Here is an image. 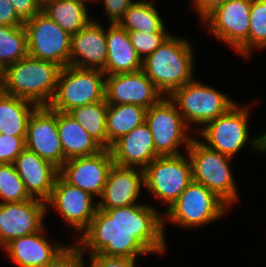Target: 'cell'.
<instances>
[{
  "label": "cell",
  "mask_w": 266,
  "mask_h": 267,
  "mask_svg": "<svg viewBox=\"0 0 266 267\" xmlns=\"http://www.w3.org/2000/svg\"><path fill=\"white\" fill-rule=\"evenodd\" d=\"M106 75L132 73L142 70L143 61L133 47L128 32L119 24H110L106 31Z\"/></svg>",
  "instance_id": "603a6c76"
},
{
  "label": "cell",
  "mask_w": 266,
  "mask_h": 267,
  "mask_svg": "<svg viewBox=\"0 0 266 267\" xmlns=\"http://www.w3.org/2000/svg\"><path fill=\"white\" fill-rule=\"evenodd\" d=\"M151 1H134L118 23L126 31L167 32L157 8Z\"/></svg>",
  "instance_id": "83f0119b"
},
{
  "label": "cell",
  "mask_w": 266,
  "mask_h": 267,
  "mask_svg": "<svg viewBox=\"0 0 266 267\" xmlns=\"http://www.w3.org/2000/svg\"><path fill=\"white\" fill-rule=\"evenodd\" d=\"M162 97L143 70L105 77V100L108 104H133L149 109Z\"/></svg>",
  "instance_id": "e0dca14e"
},
{
  "label": "cell",
  "mask_w": 266,
  "mask_h": 267,
  "mask_svg": "<svg viewBox=\"0 0 266 267\" xmlns=\"http://www.w3.org/2000/svg\"><path fill=\"white\" fill-rule=\"evenodd\" d=\"M169 98L175 103L189 128V123L204 126L236 104L226 94L194 78L175 90Z\"/></svg>",
  "instance_id": "ba28073f"
},
{
  "label": "cell",
  "mask_w": 266,
  "mask_h": 267,
  "mask_svg": "<svg viewBox=\"0 0 266 267\" xmlns=\"http://www.w3.org/2000/svg\"><path fill=\"white\" fill-rule=\"evenodd\" d=\"M87 2L91 0H48L42 2L41 11L70 35L82 30L93 19L89 18Z\"/></svg>",
  "instance_id": "d4e9b609"
},
{
  "label": "cell",
  "mask_w": 266,
  "mask_h": 267,
  "mask_svg": "<svg viewBox=\"0 0 266 267\" xmlns=\"http://www.w3.org/2000/svg\"><path fill=\"white\" fill-rule=\"evenodd\" d=\"M83 250L75 245L67 246L44 267H87L84 262Z\"/></svg>",
  "instance_id": "836d02e7"
},
{
  "label": "cell",
  "mask_w": 266,
  "mask_h": 267,
  "mask_svg": "<svg viewBox=\"0 0 266 267\" xmlns=\"http://www.w3.org/2000/svg\"><path fill=\"white\" fill-rule=\"evenodd\" d=\"M101 22L92 20L71 36L69 65L81 69L105 68L107 58L106 30Z\"/></svg>",
  "instance_id": "d6986e66"
},
{
  "label": "cell",
  "mask_w": 266,
  "mask_h": 267,
  "mask_svg": "<svg viewBox=\"0 0 266 267\" xmlns=\"http://www.w3.org/2000/svg\"><path fill=\"white\" fill-rule=\"evenodd\" d=\"M6 93L5 91V83H0V99Z\"/></svg>",
  "instance_id": "7bdbcfd3"
},
{
  "label": "cell",
  "mask_w": 266,
  "mask_h": 267,
  "mask_svg": "<svg viewBox=\"0 0 266 267\" xmlns=\"http://www.w3.org/2000/svg\"><path fill=\"white\" fill-rule=\"evenodd\" d=\"M192 51L188 40L170 34L143 60L142 70L163 96L169 97L175 90L193 79Z\"/></svg>",
  "instance_id": "7a4b0ae2"
},
{
  "label": "cell",
  "mask_w": 266,
  "mask_h": 267,
  "mask_svg": "<svg viewBox=\"0 0 266 267\" xmlns=\"http://www.w3.org/2000/svg\"><path fill=\"white\" fill-rule=\"evenodd\" d=\"M17 15L25 22L41 11L40 0H10Z\"/></svg>",
  "instance_id": "74e56055"
},
{
  "label": "cell",
  "mask_w": 266,
  "mask_h": 267,
  "mask_svg": "<svg viewBox=\"0 0 266 267\" xmlns=\"http://www.w3.org/2000/svg\"><path fill=\"white\" fill-rule=\"evenodd\" d=\"M25 148V137L0 134V164H13Z\"/></svg>",
  "instance_id": "e575fe53"
},
{
  "label": "cell",
  "mask_w": 266,
  "mask_h": 267,
  "mask_svg": "<svg viewBox=\"0 0 266 267\" xmlns=\"http://www.w3.org/2000/svg\"><path fill=\"white\" fill-rule=\"evenodd\" d=\"M258 151L266 152V133L258 136Z\"/></svg>",
  "instance_id": "60d3db41"
},
{
  "label": "cell",
  "mask_w": 266,
  "mask_h": 267,
  "mask_svg": "<svg viewBox=\"0 0 266 267\" xmlns=\"http://www.w3.org/2000/svg\"><path fill=\"white\" fill-rule=\"evenodd\" d=\"M228 207L203 184L192 181L163 213V227L170 221L184 228H198L222 218Z\"/></svg>",
  "instance_id": "8992f818"
},
{
  "label": "cell",
  "mask_w": 266,
  "mask_h": 267,
  "mask_svg": "<svg viewBox=\"0 0 266 267\" xmlns=\"http://www.w3.org/2000/svg\"><path fill=\"white\" fill-rule=\"evenodd\" d=\"M89 267H136L137 258L103 256L101 254H89Z\"/></svg>",
  "instance_id": "8d00e7d4"
},
{
  "label": "cell",
  "mask_w": 266,
  "mask_h": 267,
  "mask_svg": "<svg viewBox=\"0 0 266 267\" xmlns=\"http://www.w3.org/2000/svg\"><path fill=\"white\" fill-rule=\"evenodd\" d=\"M38 106L5 93L0 99V134L26 137L30 115Z\"/></svg>",
  "instance_id": "484cf974"
},
{
  "label": "cell",
  "mask_w": 266,
  "mask_h": 267,
  "mask_svg": "<svg viewBox=\"0 0 266 267\" xmlns=\"http://www.w3.org/2000/svg\"><path fill=\"white\" fill-rule=\"evenodd\" d=\"M0 203L22 202L31 199L14 164H0Z\"/></svg>",
  "instance_id": "4dcf8cb0"
},
{
  "label": "cell",
  "mask_w": 266,
  "mask_h": 267,
  "mask_svg": "<svg viewBox=\"0 0 266 267\" xmlns=\"http://www.w3.org/2000/svg\"><path fill=\"white\" fill-rule=\"evenodd\" d=\"M105 76L98 69H81L70 65L61 68L56 91L48 107L69 113L74 108L103 101Z\"/></svg>",
  "instance_id": "5b68a950"
},
{
  "label": "cell",
  "mask_w": 266,
  "mask_h": 267,
  "mask_svg": "<svg viewBox=\"0 0 266 267\" xmlns=\"http://www.w3.org/2000/svg\"><path fill=\"white\" fill-rule=\"evenodd\" d=\"M13 164L29 196L47 202L59 175V169L27 148Z\"/></svg>",
  "instance_id": "ffe728a7"
},
{
  "label": "cell",
  "mask_w": 266,
  "mask_h": 267,
  "mask_svg": "<svg viewBox=\"0 0 266 267\" xmlns=\"http://www.w3.org/2000/svg\"><path fill=\"white\" fill-rule=\"evenodd\" d=\"M192 167V181L203 184L227 206L239 200L229 163L231 157L221 154L193 137L187 153Z\"/></svg>",
  "instance_id": "277c9868"
},
{
  "label": "cell",
  "mask_w": 266,
  "mask_h": 267,
  "mask_svg": "<svg viewBox=\"0 0 266 267\" xmlns=\"http://www.w3.org/2000/svg\"><path fill=\"white\" fill-rule=\"evenodd\" d=\"M61 67L27 55L5 68V91L9 95L48 106L54 97Z\"/></svg>",
  "instance_id": "3957f363"
},
{
  "label": "cell",
  "mask_w": 266,
  "mask_h": 267,
  "mask_svg": "<svg viewBox=\"0 0 266 267\" xmlns=\"http://www.w3.org/2000/svg\"><path fill=\"white\" fill-rule=\"evenodd\" d=\"M27 55L28 44L25 26H0V65L5 69Z\"/></svg>",
  "instance_id": "f546056e"
},
{
  "label": "cell",
  "mask_w": 266,
  "mask_h": 267,
  "mask_svg": "<svg viewBox=\"0 0 266 267\" xmlns=\"http://www.w3.org/2000/svg\"><path fill=\"white\" fill-rule=\"evenodd\" d=\"M133 47L142 59L152 54L171 34L169 32L146 33L144 31H127Z\"/></svg>",
  "instance_id": "d6a6232c"
},
{
  "label": "cell",
  "mask_w": 266,
  "mask_h": 267,
  "mask_svg": "<svg viewBox=\"0 0 266 267\" xmlns=\"http://www.w3.org/2000/svg\"><path fill=\"white\" fill-rule=\"evenodd\" d=\"M117 166L144 170L159 155L155 151L152 133L144 122L116 140L110 148Z\"/></svg>",
  "instance_id": "44dd1931"
},
{
  "label": "cell",
  "mask_w": 266,
  "mask_h": 267,
  "mask_svg": "<svg viewBox=\"0 0 266 267\" xmlns=\"http://www.w3.org/2000/svg\"><path fill=\"white\" fill-rule=\"evenodd\" d=\"M44 201L31 198L27 201L0 203V246L3 248L12 239L42 230L47 213Z\"/></svg>",
  "instance_id": "9a60e30c"
},
{
  "label": "cell",
  "mask_w": 266,
  "mask_h": 267,
  "mask_svg": "<svg viewBox=\"0 0 266 267\" xmlns=\"http://www.w3.org/2000/svg\"><path fill=\"white\" fill-rule=\"evenodd\" d=\"M28 55L61 68L69 65L71 36L42 11L24 22Z\"/></svg>",
  "instance_id": "7c38bea8"
},
{
  "label": "cell",
  "mask_w": 266,
  "mask_h": 267,
  "mask_svg": "<svg viewBox=\"0 0 266 267\" xmlns=\"http://www.w3.org/2000/svg\"><path fill=\"white\" fill-rule=\"evenodd\" d=\"M253 0H228L215 8L201 23L219 41L249 57L250 10Z\"/></svg>",
  "instance_id": "8fae6325"
},
{
  "label": "cell",
  "mask_w": 266,
  "mask_h": 267,
  "mask_svg": "<svg viewBox=\"0 0 266 267\" xmlns=\"http://www.w3.org/2000/svg\"><path fill=\"white\" fill-rule=\"evenodd\" d=\"M147 109L133 104H108L106 114L107 149L120 137L145 122Z\"/></svg>",
  "instance_id": "4316f807"
},
{
  "label": "cell",
  "mask_w": 266,
  "mask_h": 267,
  "mask_svg": "<svg viewBox=\"0 0 266 267\" xmlns=\"http://www.w3.org/2000/svg\"><path fill=\"white\" fill-rule=\"evenodd\" d=\"M266 48V0H253L250 10L249 55Z\"/></svg>",
  "instance_id": "1f68e13d"
},
{
  "label": "cell",
  "mask_w": 266,
  "mask_h": 267,
  "mask_svg": "<svg viewBox=\"0 0 266 267\" xmlns=\"http://www.w3.org/2000/svg\"><path fill=\"white\" fill-rule=\"evenodd\" d=\"M57 128L66 160L91 156L103 149L69 113L57 111Z\"/></svg>",
  "instance_id": "cb8c5ba5"
},
{
  "label": "cell",
  "mask_w": 266,
  "mask_h": 267,
  "mask_svg": "<svg viewBox=\"0 0 266 267\" xmlns=\"http://www.w3.org/2000/svg\"><path fill=\"white\" fill-rule=\"evenodd\" d=\"M93 196L82 189L67 183L57 176L51 196L46 204L51 205L74 227L75 232H83L91 223L97 210V202L93 204Z\"/></svg>",
  "instance_id": "2e32d148"
},
{
  "label": "cell",
  "mask_w": 266,
  "mask_h": 267,
  "mask_svg": "<svg viewBox=\"0 0 266 267\" xmlns=\"http://www.w3.org/2000/svg\"><path fill=\"white\" fill-rule=\"evenodd\" d=\"M108 103L103 101L74 108L69 114L103 149H107L106 114Z\"/></svg>",
  "instance_id": "f1b7e54d"
},
{
  "label": "cell",
  "mask_w": 266,
  "mask_h": 267,
  "mask_svg": "<svg viewBox=\"0 0 266 267\" xmlns=\"http://www.w3.org/2000/svg\"><path fill=\"white\" fill-rule=\"evenodd\" d=\"M5 69L0 65V83H4Z\"/></svg>",
  "instance_id": "b9f144b4"
},
{
  "label": "cell",
  "mask_w": 266,
  "mask_h": 267,
  "mask_svg": "<svg viewBox=\"0 0 266 267\" xmlns=\"http://www.w3.org/2000/svg\"><path fill=\"white\" fill-rule=\"evenodd\" d=\"M20 27L24 21L17 15L10 0H0V26Z\"/></svg>",
  "instance_id": "f35d334b"
},
{
  "label": "cell",
  "mask_w": 266,
  "mask_h": 267,
  "mask_svg": "<svg viewBox=\"0 0 266 267\" xmlns=\"http://www.w3.org/2000/svg\"><path fill=\"white\" fill-rule=\"evenodd\" d=\"M192 182L189 156H158L144 169V187L169 209Z\"/></svg>",
  "instance_id": "30bf717a"
},
{
  "label": "cell",
  "mask_w": 266,
  "mask_h": 267,
  "mask_svg": "<svg viewBox=\"0 0 266 267\" xmlns=\"http://www.w3.org/2000/svg\"><path fill=\"white\" fill-rule=\"evenodd\" d=\"M26 148L60 169L66 159L57 128V111L38 106L30 115L25 137Z\"/></svg>",
  "instance_id": "4fadbf2b"
},
{
  "label": "cell",
  "mask_w": 266,
  "mask_h": 267,
  "mask_svg": "<svg viewBox=\"0 0 266 267\" xmlns=\"http://www.w3.org/2000/svg\"><path fill=\"white\" fill-rule=\"evenodd\" d=\"M114 162L110 149H102L91 156L75 157L65 161L59 175L70 185L100 197Z\"/></svg>",
  "instance_id": "5bb4252c"
},
{
  "label": "cell",
  "mask_w": 266,
  "mask_h": 267,
  "mask_svg": "<svg viewBox=\"0 0 266 267\" xmlns=\"http://www.w3.org/2000/svg\"><path fill=\"white\" fill-rule=\"evenodd\" d=\"M92 2H96L97 0H91ZM104 5L103 9L106 13V16H108V20L110 24H118L125 12L128 10V8L131 6V4L134 2L132 0H101Z\"/></svg>",
  "instance_id": "d590c367"
},
{
  "label": "cell",
  "mask_w": 266,
  "mask_h": 267,
  "mask_svg": "<svg viewBox=\"0 0 266 267\" xmlns=\"http://www.w3.org/2000/svg\"><path fill=\"white\" fill-rule=\"evenodd\" d=\"M149 203L96 210L77 245L89 254L136 258L166 250L163 215Z\"/></svg>",
  "instance_id": "6da1fadb"
},
{
  "label": "cell",
  "mask_w": 266,
  "mask_h": 267,
  "mask_svg": "<svg viewBox=\"0 0 266 267\" xmlns=\"http://www.w3.org/2000/svg\"><path fill=\"white\" fill-rule=\"evenodd\" d=\"M249 109L247 106L240 107L233 105L226 113L209 121L203 127L196 130L197 135L203 139L201 142L207 147L220 152L221 154L233 157L248 142L251 151L258 150V137H249ZM249 140V141H248ZM253 146V147H252Z\"/></svg>",
  "instance_id": "52a82bcc"
},
{
  "label": "cell",
  "mask_w": 266,
  "mask_h": 267,
  "mask_svg": "<svg viewBox=\"0 0 266 267\" xmlns=\"http://www.w3.org/2000/svg\"><path fill=\"white\" fill-rule=\"evenodd\" d=\"M45 231L44 227L36 233L12 239L3 250L7 251L9 258L19 267H44L66 247L49 242L45 238Z\"/></svg>",
  "instance_id": "7402d4cb"
},
{
  "label": "cell",
  "mask_w": 266,
  "mask_h": 267,
  "mask_svg": "<svg viewBox=\"0 0 266 267\" xmlns=\"http://www.w3.org/2000/svg\"><path fill=\"white\" fill-rule=\"evenodd\" d=\"M193 8L199 14L200 21H202L215 8L223 5L228 0H192Z\"/></svg>",
  "instance_id": "ab89813d"
},
{
  "label": "cell",
  "mask_w": 266,
  "mask_h": 267,
  "mask_svg": "<svg viewBox=\"0 0 266 267\" xmlns=\"http://www.w3.org/2000/svg\"><path fill=\"white\" fill-rule=\"evenodd\" d=\"M145 123L152 133L155 151L159 156L182 154L178 147L184 144L187 151L194 137L189 134L192 129L185 124L177 106L167 96L147 109Z\"/></svg>",
  "instance_id": "9c48e42d"
},
{
  "label": "cell",
  "mask_w": 266,
  "mask_h": 267,
  "mask_svg": "<svg viewBox=\"0 0 266 267\" xmlns=\"http://www.w3.org/2000/svg\"><path fill=\"white\" fill-rule=\"evenodd\" d=\"M144 184V170L113 165L105 182L98 209L127 207L137 204L141 186Z\"/></svg>",
  "instance_id": "ac0fdd59"
}]
</instances>
